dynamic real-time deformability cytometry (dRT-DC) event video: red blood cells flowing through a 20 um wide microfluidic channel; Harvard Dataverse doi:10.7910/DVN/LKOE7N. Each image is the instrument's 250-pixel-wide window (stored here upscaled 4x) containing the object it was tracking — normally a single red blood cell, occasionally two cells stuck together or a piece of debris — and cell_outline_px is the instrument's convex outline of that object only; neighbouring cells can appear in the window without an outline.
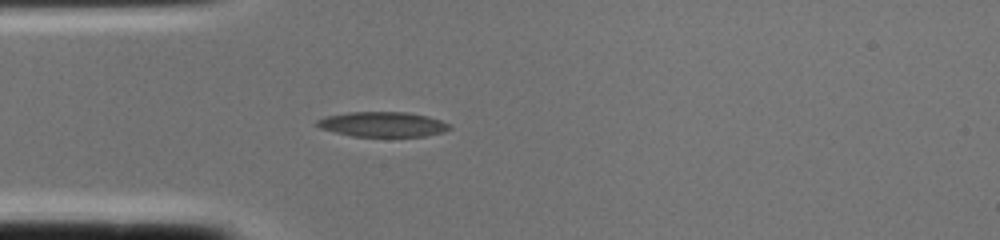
{"species": "common noctule bat (a hibernating species)", "species_latin": "Nyctalus noctula", "temperature_condition": "cold", "stored_images_in_passage": 2, "camera_frame_rate_fps": 3000, "um_per_image_px": 0.085, "animal": {"sex": "female", "body_mass_g": 22.0, "forearm_length_mm": 56.7}, "frame": {"image": 1, "passage_image": 2, "time_ms": 0.333, "image_size_px": [1000, 240], "cell_outline_px": [[452, 128], [444, 132], [424, 136], [352, 136], [320, 128], [316, 124], [316, 120], [324, 116], [348, 112], [408, 112], [428, 116], [440, 120], [448, 124]], "centroid_in_image_um": [32.52, 10.56], "position_along_channel_um": 52.5, "area_um2": 19.25}}